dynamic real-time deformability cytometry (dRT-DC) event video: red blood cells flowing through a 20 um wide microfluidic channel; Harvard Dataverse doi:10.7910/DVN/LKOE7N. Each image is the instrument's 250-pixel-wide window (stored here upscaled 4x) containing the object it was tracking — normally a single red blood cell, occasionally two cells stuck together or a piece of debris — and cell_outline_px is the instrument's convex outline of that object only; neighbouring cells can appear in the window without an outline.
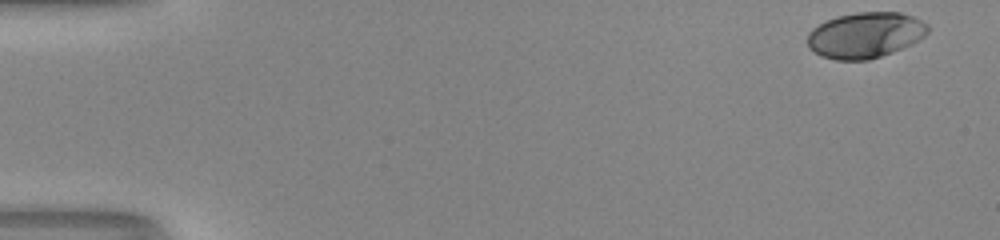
{"species": "human", "species_latin": "Homo sapiens", "temperature_condition": "room temperature", "stored_images_in_passage": 44, "camera_frame_rate_fps": 3000, "um_per_image_px": 0.085, "donor": {"sex": "male"}, "frame": {"image": 1, "passage_image": 1, "time_ms": 0.0, "image_size_px": [1000, 240], "cell_outline_px": [[928, 32], [924, 36], [912, 44], [892, 52], [868, 60], [836, 60], [820, 56], [808, 48], [808, 32], [812, 28], [836, 16], [856, 12], [900, 12], [912, 16], [928, 24]], "centroid_in_image_um": [73.53, 2.98], "position_along_channel_um": 11.5, "area_um2": 32.14}}
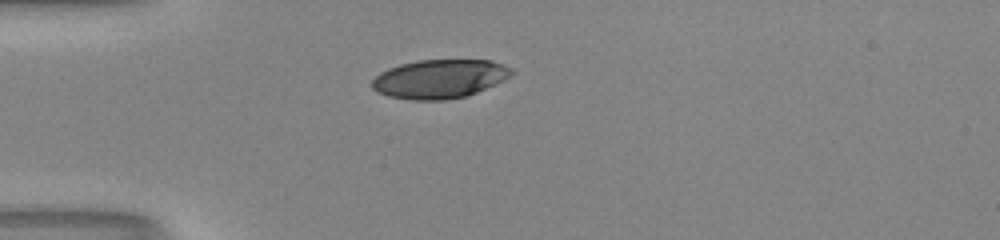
{"frame": {"image": 2, "passage_image": 14, "time_ms": 4.333, "image_size_px": [1000, 240], "cell_outline_px": [[512, 76], [468, 96], [444, 100], [412, 100], [388, 96], [376, 92], [372, 88], [372, 80], [380, 72], [388, 68], [400, 64], [420, 60], [492, 60], [512, 68]], "centroid_in_image_um": [37.35, 6.71], "position_along_channel_um": 47.7, "area_um2": 31.62}}
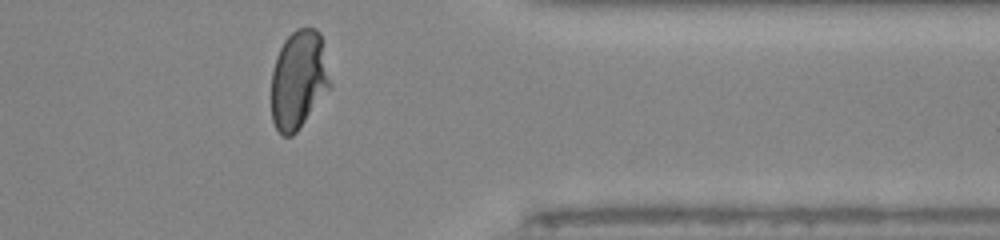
{"frame": {"image": 3, "passage_image": 41, "time_ms": 13.333, "image_size_px": [1000, 240], "cell_outline_px": [[332, 88], [296, 132], [292, 136], [284, 136], [276, 128], [272, 120], [272, 72], [276, 56], [284, 40], [296, 28], [316, 28], [320, 32], [332, 84]], "centroid_in_image_um": [25.41, 6.77], "position_along_channel_um": 386.0, "area_um2": 34.04}, "authors_computed_cell_mechanics": {"area_um2": 33.2061, "velocity_mm_per_s": 4.1291, "shape_relaxation_time_tau1_ms": 6.1124, "shape_relaxation_time_tau2_ms": null, "deformation_change_tau1": 0.2331, "deformation_change_tau2": null}}